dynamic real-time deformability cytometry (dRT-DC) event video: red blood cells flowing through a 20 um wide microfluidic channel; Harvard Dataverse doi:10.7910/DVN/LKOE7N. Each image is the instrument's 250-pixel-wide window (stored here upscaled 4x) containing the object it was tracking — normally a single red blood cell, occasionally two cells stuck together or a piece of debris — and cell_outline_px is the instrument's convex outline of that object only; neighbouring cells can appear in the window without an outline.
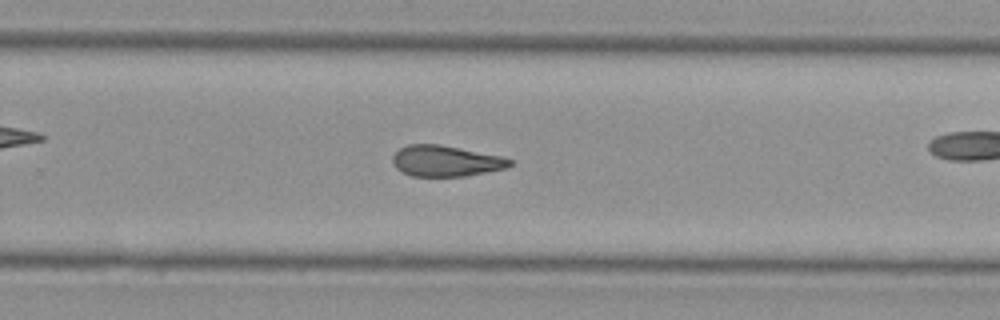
{"species": "Egyptian fruit bat (a non-hibernating species)", "species_latin": "Rousettus aegyptiacus", "temperature_condition": "cold", "stored_images_in_passage": 27, "camera_frame_rate_fps": 3000, "um_per_image_px": 0.085, "animal": {"sex": "female"}, "frame": {"image": 1, "passage_image": 20, "time_ms": 6.333, "image_size_px": [1000, 320], "cell_outline_px": [[512, 164], [508, 168], [464, 176], [412, 176], [396, 168], [392, 160], [392, 156], [400, 148], [408, 144], [440, 144], [500, 156], [512, 160]], "centroid_in_image_um": [37.88, 13.68], "position_along_channel_um": 291.9, "area_um2": 20.98}}
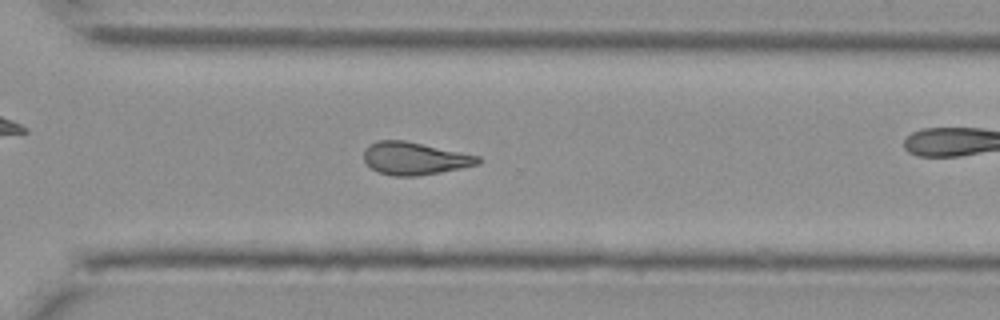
{"frame": {"image": 2, "passage_image": 23, "time_ms": 7.333, "image_size_px": [1000, 320], "cell_outline_px": [[484, 160], [480, 164], [440, 172], [416, 176], [396, 176], [380, 172], [372, 168], [364, 160], [364, 148], [368, 144], [380, 140], [404, 140], [480, 156]], "centroid_in_image_um": [35.26, 13.46], "position_along_channel_um": 335.3, "area_um2": 21.62}}